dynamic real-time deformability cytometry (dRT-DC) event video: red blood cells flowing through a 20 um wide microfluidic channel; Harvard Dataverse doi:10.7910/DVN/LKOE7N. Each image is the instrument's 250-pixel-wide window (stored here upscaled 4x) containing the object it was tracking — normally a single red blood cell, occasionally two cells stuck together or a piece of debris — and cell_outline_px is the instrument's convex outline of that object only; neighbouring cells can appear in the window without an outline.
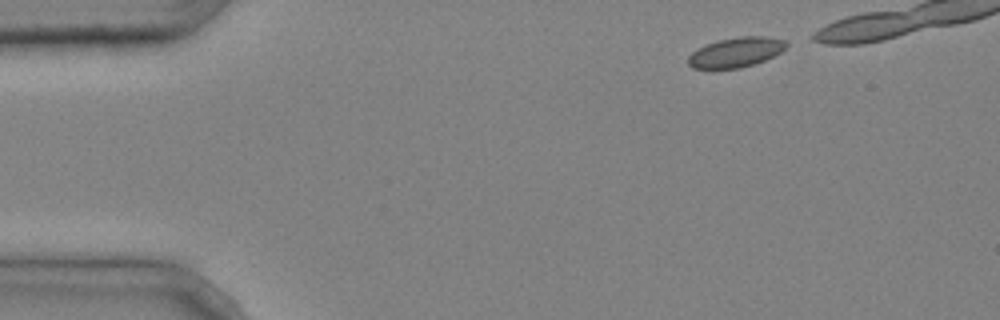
{"species": "common noctule bat (a hibernating species)", "species_latin": "Nyctalus noctula", "temperature_condition": "cold", "stored_images_in_passage": 4, "camera_frame_rate_fps": 3000, "um_per_image_px": 0.085, "animal": {"sex": "male", "body_mass_g": 20.4}, "frame": {"image": 1, "passage_image": 1, "time_ms": 0.0, "image_size_px": [1000, 320], "cell_outline_px": [[788, 44], [780, 52], [764, 60], [740, 68], [692, 68], [688, 64], [688, 56], [692, 52], [716, 40], [740, 36], [764, 36], [788, 40]], "centroid_in_image_um": [62.56, 4.43], "position_along_channel_um": 22.4, "area_um2": 16.88}}